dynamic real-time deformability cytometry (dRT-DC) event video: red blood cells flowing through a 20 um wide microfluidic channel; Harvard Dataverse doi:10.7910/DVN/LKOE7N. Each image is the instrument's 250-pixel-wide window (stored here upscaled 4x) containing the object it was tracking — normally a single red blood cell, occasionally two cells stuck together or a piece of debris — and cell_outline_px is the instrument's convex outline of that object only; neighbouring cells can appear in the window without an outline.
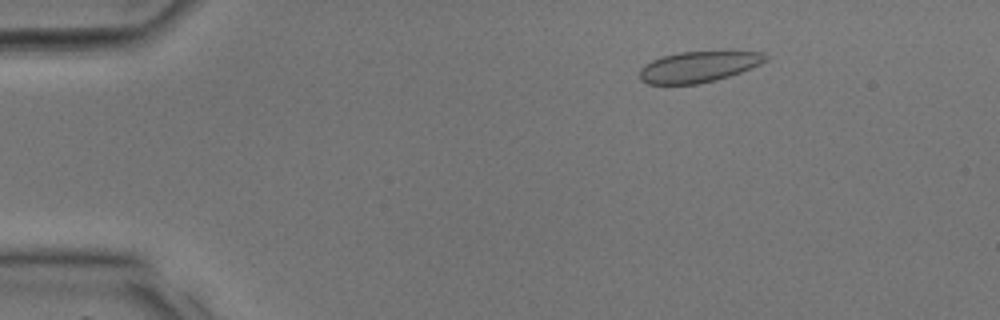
{"species": "common noctule bat (a hibernating species)", "species_latin": "Nyctalus noctula", "temperature_condition": "room temperature", "stored_images_in_passage": 30, "camera_frame_rate_fps": 3000, "um_per_image_px": 0.085, "animal": {"sex": "male", "body_mass_g": 17.9, "forearm_length_mm": 54.2}, "frame": {"image": 1, "passage_image": 6, "time_ms": 1.667, "image_size_px": [1000, 320], "cell_outline_px": [[768, 60], [760, 64], [740, 72], [716, 80], [696, 84], [648, 84], [640, 80], [640, 68], [644, 64], [660, 56], [680, 52], [764, 52], [768, 56]], "centroid_in_image_um": [59.34, 5.68], "position_along_channel_um": 25.7, "area_um2": 22.54}}
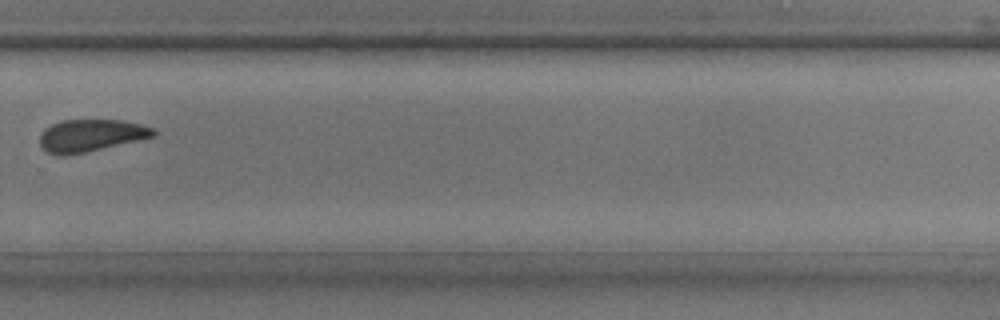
{"frame": {"image": 2, "passage_image": 25, "time_ms": 8.0, "image_size_px": [1000, 320], "cell_outline_px": [[156, 136], [84, 152], [64, 156], [48, 152], [40, 148], [40, 136], [44, 128], [52, 124], [64, 120], [120, 120], [140, 124], [156, 128]], "centroid_in_image_um": [7.72, 11.51], "position_along_channel_um": 322.1, "area_um2": 21.21}}
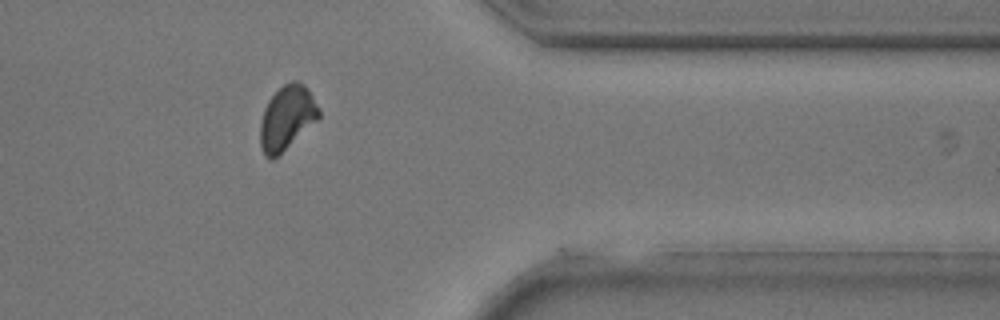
{"frame": {"image": 3, "passage_image": 29, "time_ms": 9.333, "image_size_px": [1000, 320], "cell_outline_px": [[320, 116], [316, 120], [272, 160], [264, 156], [260, 148], [260, 124], [264, 108], [268, 100], [284, 84], [292, 80], [296, 80], [304, 84], [308, 88], [320, 108]], "centroid_in_image_um": [24.37, 9.98], "position_along_channel_um": 387.0, "area_um2": 21.68}}